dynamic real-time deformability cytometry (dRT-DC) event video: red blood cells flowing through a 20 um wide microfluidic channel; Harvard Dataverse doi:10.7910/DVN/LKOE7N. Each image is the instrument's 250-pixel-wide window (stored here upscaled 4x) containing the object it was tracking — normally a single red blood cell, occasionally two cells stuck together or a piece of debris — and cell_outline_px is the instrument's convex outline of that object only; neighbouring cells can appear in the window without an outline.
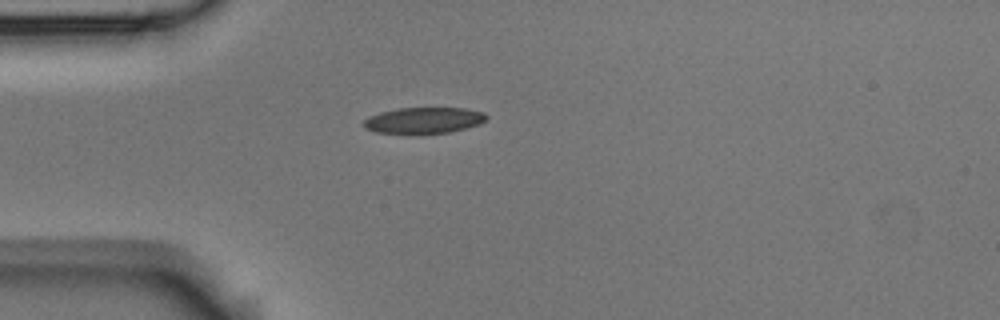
{"species": "Egyptian fruit bat (a non-hibernating species)", "species_latin": "Rousettus aegyptiacus", "temperature_condition": "room temperature", "stored_images_in_passage": 4, "camera_frame_rate_fps": 3000, "um_per_image_px": 0.085, "animal": {"sex": "male"}, "frame": {"image": 1, "passage_image": 4, "time_ms": 1.0, "image_size_px": [1000, 320], "cell_outline_px": [[488, 116], [484, 120], [476, 124], [464, 128], [448, 132], [376, 132], [364, 128], [364, 120], [368, 116], [380, 112], [400, 108], [464, 108], [484, 112]], "centroid_in_image_um": [36.0, 10.2], "position_along_channel_um": 49.0, "area_um2": 18.03}}